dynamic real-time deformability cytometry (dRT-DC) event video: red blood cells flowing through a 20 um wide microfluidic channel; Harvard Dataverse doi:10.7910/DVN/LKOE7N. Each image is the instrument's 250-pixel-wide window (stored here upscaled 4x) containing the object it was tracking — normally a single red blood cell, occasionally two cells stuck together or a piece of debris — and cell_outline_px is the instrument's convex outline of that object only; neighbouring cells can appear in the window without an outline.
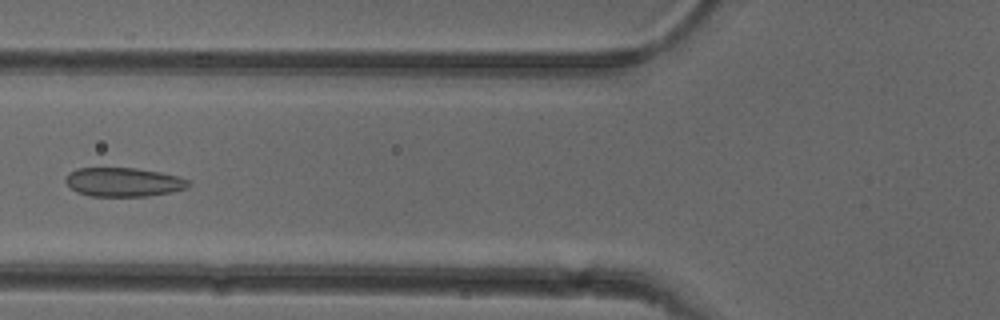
{"species": "common noctule bat (a hibernating species)", "species_latin": "Nyctalus noctula", "temperature_condition": "cold", "stored_images_in_passage": 6, "camera_frame_rate_fps": 3000, "um_per_image_px": 0.085, "animal": {"sex": "female"}, "frame": {"image": 1, "passage_image": 5, "time_ms": 1.333, "image_size_px": [1000, 320], "cell_outline_px": [[192, 184], [188, 188], [148, 196], [88, 196], [76, 192], [64, 180], [68, 172], [76, 168], [136, 168], [160, 172], [176, 176], [188, 180]], "centroid_in_image_um": [10.47, 15.47], "position_along_channel_um": 115.3, "area_um2": 20.75}}
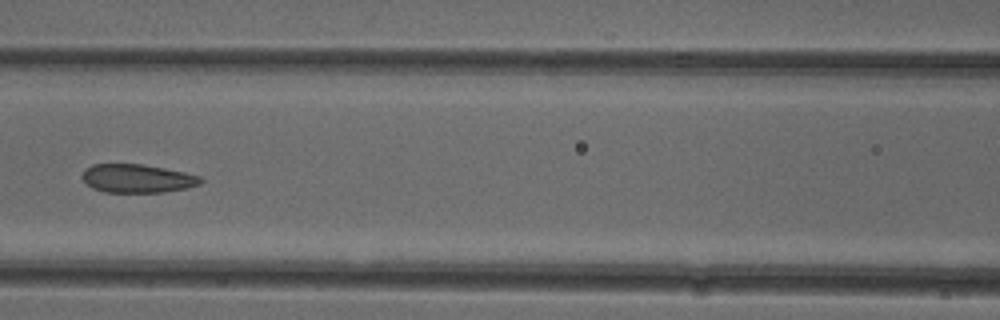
{"frame": {"image": 2, "passage_image": 6, "time_ms": 1.667, "image_size_px": [1000, 320], "cell_outline_px": [[204, 180], [200, 184], [184, 188], [164, 192], [104, 192], [92, 188], [84, 180], [84, 172], [92, 164], [144, 164], [184, 172], [200, 176]], "centroid_in_image_um": [11.7, 15.17], "position_along_channel_um": 154.9, "area_um2": 19.42}}